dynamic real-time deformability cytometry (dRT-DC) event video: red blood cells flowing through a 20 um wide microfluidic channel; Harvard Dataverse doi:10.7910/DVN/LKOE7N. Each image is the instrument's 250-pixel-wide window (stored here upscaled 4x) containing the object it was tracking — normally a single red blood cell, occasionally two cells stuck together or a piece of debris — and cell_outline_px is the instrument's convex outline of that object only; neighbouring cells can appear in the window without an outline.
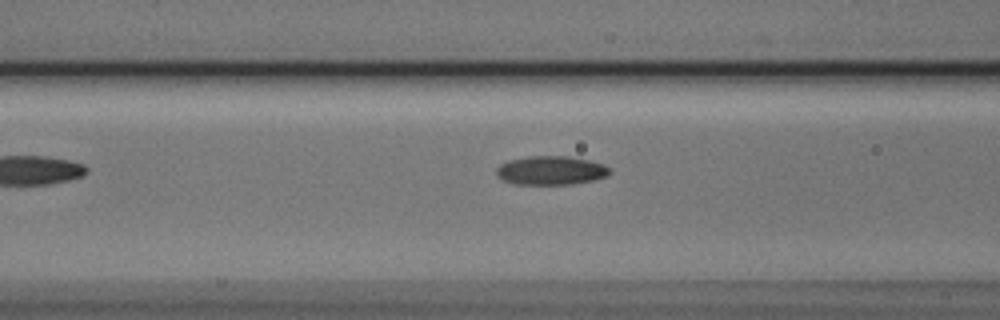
{"species": "Egyptian fruit bat (a non-hibernating species)", "species_latin": "Rousettus aegyptiacus", "temperature_condition": "cold", "stored_images_in_passage": 6, "camera_frame_rate_fps": 3000, "um_per_image_px": 0.085, "animal": {"sex": "male"}, "frame": {"image": 1, "passage_image": 6, "time_ms": 1.667, "image_size_px": [1000, 320], "cell_outline_px": [[612, 172], [608, 176], [592, 180], [572, 184], [516, 184], [504, 180], [496, 176], [496, 168], [500, 164], [508, 160], [528, 156], [568, 156], [588, 160], [604, 164], [612, 168]], "centroid_in_image_um": [46.85, 14.48], "position_along_channel_um": 119.8, "area_um2": 19.19}}